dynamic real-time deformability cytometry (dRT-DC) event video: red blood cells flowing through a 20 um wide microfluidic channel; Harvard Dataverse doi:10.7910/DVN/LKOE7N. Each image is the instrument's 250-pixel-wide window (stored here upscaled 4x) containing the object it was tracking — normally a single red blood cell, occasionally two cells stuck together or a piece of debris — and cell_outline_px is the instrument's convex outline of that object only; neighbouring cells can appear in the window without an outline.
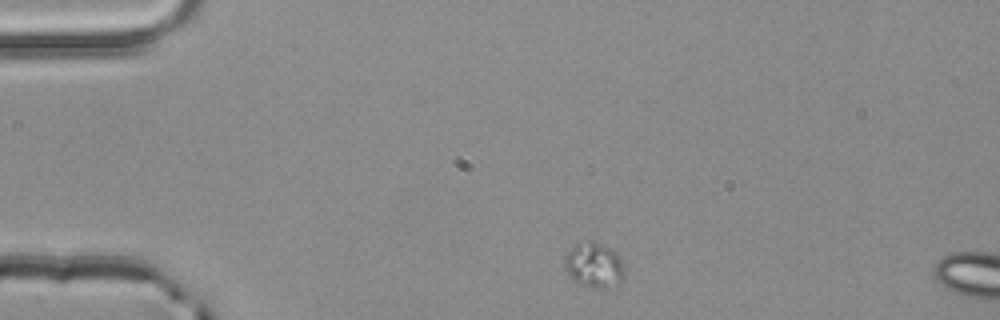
{"species": "common noctule bat (a hibernating species)", "species_latin": "Nyctalus noctula", "temperature_condition": "room temperature", "stored_images_in_passage": 2, "segment_of_instrument_passage": [1, 2], "camera_frame_rate_fps": 3000, "um_per_image_px": 0.085, "animal": {"sex": "male", "body_mass_g": 20.4}, "frame": {"image": 1, "passage_image": 1, "time_ms": 0.0, "image_size_px": [1000, 320], "cell_outline_px": [[624, 276], [620, 284], [604, 288], [592, 288], [580, 284], [564, 268], [564, 256], [576, 244], [588, 240], [592, 240], [616, 252], [620, 256], [624, 264]], "centroid_in_image_um": [50.53, 22.54], "position_along_channel_um": 34.5, "area_um2": 15.72}}